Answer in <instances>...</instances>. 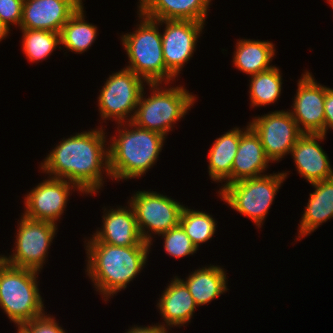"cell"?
<instances>
[{
  "label": "cell",
  "mask_w": 333,
  "mask_h": 333,
  "mask_svg": "<svg viewBox=\"0 0 333 333\" xmlns=\"http://www.w3.org/2000/svg\"><path fill=\"white\" fill-rule=\"evenodd\" d=\"M311 185L315 191L309 194L307 206L298 225V241L314 232L328 219L333 218V178L314 182Z\"/></svg>",
  "instance_id": "cell-21"
},
{
  "label": "cell",
  "mask_w": 333,
  "mask_h": 333,
  "mask_svg": "<svg viewBox=\"0 0 333 333\" xmlns=\"http://www.w3.org/2000/svg\"><path fill=\"white\" fill-rule=\"evenodd\" d=\"M128 206H119L109 211L105 208L102 229L97 230L87 241H100L122 247L139 246L144 240L139 232L133 208Z\"/></svg>",
  "instance_id": "cell-17"
},
{
  "label": "cell",
  "mask_w": 333,
  "mask_h": 333,
  "mask_svg": "<svg viewBox=\"0 0 333 333\" xmlns=\"http://www.w3.org/2000/svg\"><path fill=\"white\" fill-rule=\"evenodd\" d=\"M179 225L191 239L193 245L199 248V244L210 240L216 230V221L212 215L206 212L186 208L181 211Z\"/></svg>",
  "instance_id": "cell-27"
},
{
  "label": "cell",
  "mask_w": 333,
  "mask_h": 333,
  "mask_svg": "<svg viewBox=\"0 0 333 333\" xmlns=\"http://www.w3.org/2000/svg\"><path fill=\"white\" fill-rule=\"evenodd\" d=\"M50 315H41L31 321L25 322L20 326L27 333H66L65 330Z\"/></svg>",
  "instance_id": "cell-30"
},
{
  "label": "cell",
  "mask_w": 333,
  "mask_h": 333,
  "mask_svg": "<svg viewBox=\"0 0 333 333\" xmlns=\"http://www.w3.org/2000/svg\"><path fill=\"white\" fill-rule=\"evenodd\" d=\"M327 1L330 3L331 7L333 8V0H327Z\"/></svg>",
  "instance_id": "cell-36"
},
{
  "label": "cell",
  "mask_w": 333,
  "mask_h": 333,
  "mask_svg": "<svg viewBox=\"0 0 333 333\" xmlns=\"http://www.w3.org/2000/svg\"><path fill=\"white\" fill-rule=\"evenodd\" d=\"M23 52L31 62L48 58L60 45V33L45 30L21 29Z\"/></svg>",
  "instance_id": "cell-28"
},
{
  "label": "cell",
  "mask_w": 333,
  "mask_h": 333,
  "mask_svg": "<svg viewBox=\"0 0 333 333\" xmlns=\"http://www.w3.org/2000/svg\"><path fill=\"white\" fill-rule=\"evenodd\" d=\"M159 299L157 307L166 323L162 324L165 328L189 323L197 307L187 286L178 276L171 280Z\"/></svg>",
  "instance_id": "cell-20"
},
{
  "label": "cell",
  "mask_w": 333,
  "mask_h": 333,
  "mask_svg": "<svg viewBox=\"0 0 333 333\" xmlns=\"http://www.w3.org/2000/svg\"><path fill=\"white\" fill-rule=\"evenodd\" d=\"M160 84H147L153 90L148 98L144 96L143 89L132 122L141 128L167 136L172 131L173 124L187 114L196 97L183 86L162 89Z\"/></svg>",
  "instance_id": "cell-6"
},
{
  "label": "cell",
  "mask_w": 333,
  "mask_h": 333,
  "mask_svg": "<svg viewBox=\"0 0 333 333\" xmlns=\"http://www.w3.org/2000/svg\"><path fill=\"white\" fill-rule=\"evenodd\" d=\"M84 4L69 18L60 31V44L75 53H84L96 40L97 27L85 21Z\"/></svg>",
  "instance_id": "cell-25"
},
{
  "label": "cell",
  "mask_w": 333,
  "mask_h": 333,
  "mask_svg": "<svg viewBox=\"0 0 333 333\" xmlns=\"http://www.w3.org/2000/svg\"><path fill=\"white\" fill-rule=\"evenodd\" d=\"M165 24L161 33L166 69L176 78L192 57L205 23L192 20H156Z\"/></svg>",
  "instance_id": "cell-12"
},
{
  "label": "cell",
  "mask_w": 333,
  "mask_h": 333,
  "mask_svg": "<svg viewBox=\"0 0 333 333\" xmlns=\"http://www.w3.org/2000/svg\"><path fill=\"white\" fill-rule=\"evenodd\" d=\"M38 271L0 263V307L16 326L45 313Z\"/></svg>",
  "instance_id": "cell-5"
},
{
  "label": "cell",
  "mask_w": 333,
  "mask_h": 333,
  "mask_svg": "<svg viewBox=\"0 0 333 333\" xmlns=\"http://www.w3.org/2000/svg\"><path fill=\"white\" fill-rule=\"evenodd\" d=\"M103 130L101 126L63 138L41 162L42 172H46L48 177L67 179L83 194H96L104 183L102 174L106 171V177L111 178Z\"/></svg>",
  "instance_id": "cell-1"
},
{
  "label": "cell",
  "mask_w": 333,
  "mask_h": 333,
  "mask_svg": "<svg viewBox=\"0 0 333 333\" xmlns=\"http://www.w3.org/2000/svg\"><path fill=\"white\" fill-rule=\"evenodd\" d=\"M304 73L297 83L293 108L289 112L303 133L325 135L326 86L317 83L308 71Z\"/></svg>",
  "instance_id": "cell-14"
},
{
  "label": "cell",
  "mask_w": 333,
  "mask_h": 333,
  "mask_svg": "<svg viewBox=\"0 0 333 333\" xmlns=\"http://www.w3.org/2000/svg\"><path fill=\"white\" fill-rule=\"evenodd\" d=\"M324 114H325V136L327 130L333 129V89L326 87L325 101H324Z\"/></svg>",
  "instance_id": "cell-32"
},
{
  "label": "cell",
  "mask_w": 333,
  "mask_h": 333,
  "mask_svg": "<svg viewBox=\"0 0 333 333\" xmlns=\"http://www.w3.org/2000/svg\"><path fill=\"white\" fill-rule=\"evenodd\" d=\"M170 328H165L162 324L152 325L147 327L135 326L129 329L126 333H168Z\"/></svg>",
  "instance_id": "cell-33"
},
{
  "label": "cell",
  "mask_w": 333,
  "mask_h": 333,
  "mask_svg": "<svg viewBox=\"0 0 333 333\" xmlns=\"http://www.w3.org/2000/svg\"><path fill=\"white\" fill-rule=\"evenodd\" d=\"M24 0H0V20L7 26L17 25L22 21Z\"/></svg>",
  "instance_id": "cell-31"
},
{
  "label": "cell",
  "mask_w": 333,
  "mask_h": 333,
  "mask_svg": "<svg viewBox=\"0 0 333 333\" xmlns=\"http://www.w3.org/2000/svg\"><path fill=\"white\" fill-rule=\"evenodd\" d=\"M133 208L142 239L152 245V234H161L179 225L184 205L156 191H137L128 200Z\"/></svg>",
  "instance_id": "cell-9"
},
{
  "label": "cell",
  "mask_w": 333,
  "mask_h": 333,
  "mask_svg": "<svg viewBox=\"0 0 333 333\" xmlns=\"http://www.w3.org/2000/svg\"><path fill=\"white\" fill-rule=\"evenodd\" d=\"M82 192L75 184L60 178L49 177L39 183L27 195L24 216L57 224L64 213L70 191Z\"/></svg>",
  "instance_id": "cell-13"
},
{
  "label": "cell",
  "mask_w": 333,
  "mask_h": 333,
  "mask_svg": "<svg viewBox=\"0 0 333 333\" xmlns=\"http://www.w3.org/2000/svg\"><path fill=\"white\" fill-rule=\"evenodd\" d=\"M140 24L134 32L121 36L129 65L125 68L143 78L147 83L169 84L175 77L166 69L162 36L156 20L138 12Z\"/></svg>",
  "instance_id": "cell-4"
},
{
  "label": "cell",
  "mask_w": 333,
  "mask_h": 333,
  "mask_svg": "<svg viewBox=\"0 0 333 333\" xmlns=\"http://www.w3.org/2000/svg\"><path fill=\"white\" fill-rule=\"evenodd\" d=\"M287 174L281 172L243 179L227 184L218 193L231 208L249 217L256 226L261 228Z\"/></svg>",
  "instance_id": "cell-7"
},
{
  "label": "cell",
  "mask_w": 333,
  "mask_h": 333,
  "mask_svg": "<svg viewBox=\"0 0 333 333\" xmlns=\"http://www.w3.org/2000/svg\"><path fill=\"white\" fill-rule=\"evenodd\" d=\"M275 45L268 41L241 39L237 41L233 64L237 69L249 76L267 71L275 55Z\"/></svg>",
  "instance_id": "cell-24"
},
{
  "label": "cell",
  "mask_w": 333,
  "mask_h": 333,
  "mask_svg": "<svg viewBox=\"0 0 333 333\" xmlns=\"http://www.w3.org/2000/svg\"><path fill=\"white\" fill-rule=\"evenodd\" d=\"M17 226L15 250L3 261L15 267L41 271L48 256V249L58 228L56 224L30 219L24 215Z\"/></svg>",
  "instance_id": "cell-10"
},
{
  "label": "cell",
  "mask_w": 333,
  "mask_h": 333,
  "mask_svg": "<svg viewBox=\"0 0 333 333\" xmlns=\"http://www.w3.org/2000/svg\"><path fill=\"white\" fill-rule=\"evenodd\" d=\"M161 235V238L164 237V249L170 256L179 259L193 255L197 251V248L180 225L169 229Z\"/></svg>",
  "instance_id": "cell-29"
},
{
  "label": "cell",
  "mask_w": 333,
  "mask_h": 333,
  "mask_svg": "<svg viewBox=\"0 0 333 333\" xmlns=\"http://www.w3.org/2000/svg\"><path fill=\"white\" fill-rule=\"evenodd\" d=\"M86 244V272L104 301L125 289L143 270L151 247V244L145 241L139 246L127 247L100 241H87Z\"/></svg>",
  "instance_id": "cell-2"
},
{
  "label": "cell",
  "mask_w": 333,
  "mask_h": 333,
  "mask_svg": "<svg viewBox=\"0 0 333 333\" xmlns=\"http://www.w3.org/2000/svg\"><path fill=\"white\" fill-rule=\"evenodd\" d=\"M3 261V255H0V263Z\"/></svg>",
  "instance_id": "cell-37"
},
{
  "label": "cell",
  "mask_w": 333,
  "mask_h": 333,
  "mask_svg": "<svg viewBox=\"0 0 333 333\" xmlns=\"http://www.w3.org/2000/svg\"><path fill=\"white\" fill-rule=\"evenodd\" d=\"M242 130L240 128V142L232 164V183L263 176L261 173L271 162L254 130L249 125Z\"/></svg>",
  "instance_id": "cell-18"
},
{
  "label": "cell",
  "mask_w": 333,
  "mask_h": 333,
  "mask_svg": "<svg viewBox=\"0 0 333 333\" xmlns=\"http://www.w3.org/2000/svg\"><path fill=\"white\" fill-rule=\"evenodd\" d=\"M279 70V68L274 66L267 71L251 76L249 84L251 106H265L279 100L283 83L282 73Z\"/></svg>",
  "instance_id": "cell-26"
},
{
  "label": "cell",
  "mask_w": 333,
  "mask_h": 333,
  "mask_svg": "<svg viewBox=\"0 0 333 333\" xmlns=\"http://www.w3.org/2000/svg\"><path fill=\"white\" fill-rule=\"evenodd\" d=\"M18 327V332L17 333H27L21 326H17Z\"/></svg>",
  "instance_id": "cell-35"
},
{
  "label": "cell",
  "mask_w": 333,
  "mask_h": 333,
  "mask_svg": "<svg viewBox=\"0 0 333 333\" xmlns=\"http://www.w3.org/2000/svg\"><path fill=\"white\" fill-rule=\"evenodd\" d=\"M125 125L118 124V138L112 136V143L108 145L109 172L111 178L117 181L146 174L159 158L166 138L132 121L125 122Z\"/></svg>",
  "instance_id": "cell-3"
},
{
  "label": "cell",
  "mask_w": 333,
  "mask_h": 333,
  "mask_svg": "<svg viewBox=\"0 0 333 333\" xmlns=\"http://www.w3.org/2000/svg\"><path fill=\"white\" fill-rule=\"evenodd\" d=\"M239 142L240 129L234 127L233 130L227 131L217 138L209 150L208 173L210 178L215 182L222 183V180L226 182L219 190L232 183V164Z\"/></svg>",
  "instance_id": "cell-22"
},
{
  "label": "cell",
  "mask_w": 333,
  "mask_h": 333,
  "mask_svg": "<svg viewBox=\"0 0 333 333\" xmlns=\"http://www.w3.org/2000/svg\"><path fill=\"white\" fill-rule=\"evenodd\" d=\"M82 0H24L20 29L60 33Z\"/></svg>",
  "instance_id": "cell-15"
},
{
  "label": "cell",
  "mask_w": 333,
  "mask_h": 333,
  "mask_svg": "<svg viewBox=\"0 0 333 333\" xmlns=\"http://www.w3.org/2000/svg\"><path fill=\"white\" fill-rule=\"evenodd\" d=\"M220 266H206L191 272L184 281L197 306L206 305L227 290L226 272Z\"/></svg>",
  "instance_id": "cell-23"
},
{
  "label": "cell",
  "mask_w": 333,
  "mask_h": 333,
  "mask_svg": "<svg viewBox=\"0 0 333 333\" xmlns=\"http://www.w3.org/2000/svg\"><path fill=\"white\" fill-rule=\"evenodd\" d=\"M106 80L98 96V107L102 120L114 119L117 124L132 121L140 95L145 87L144 83H148L125 67L110 75Z\"/></svg>",
  "instance_id": "cell-8"
},
{
  "label": "cell",
  "mask_w": 333,
  "mask_h": 333,
  "mask_svg": "<svg viewBox=\"0 0 333 333\" xmlns=\"http://www.w3.org/2000/svg\"><path fill=\"white\" fill-rule=\"evenodd\" d=\"M138 11L153 20H192L205 23L211 0H139Z\"/></svg>",
  "instance_id": "cell-19"
},
{
  "label": "cell",
  "mask_w": 333,
  "mask_h": 333,
  "mask_svg": "<svg viewBox=\"0 0 333 333\" xmlns=\"http://www.w3.org/2000/svg\"><path fill=\"white\" fill-rule=\"evenodd\" d=\"M248 124L259 136L266 156L272 163L291 153L297 140L304 134L289 111L277 110L257 116Z\"/></svg>",
  "instance_id": "cell-11"
},
{
  "label": "cell",
  "mask_w": 333,
  "mask_h": 333,
  "mask_svg": "<svg viewBox=\"0 0 333 333\" xmlns=\"http://www.w3.org/2000/svg\"><path fill=\"white\" fill-rule=\"evenodd\" d=\"M323 134L304 133L291 149L298 173L309 183L333 178L330 159L319 144Z\"/></svg>",
  "instance_id": "cell-16"
},
{
  "label": "cell",
  "mask_w": 333,
  "mask_h": 333,
  "mask_svg": "<svg viewBox=\"0 0 333 333\" xmlns=\"http://www.w3.org/2000/svg\"><path fill=\"white\" fill-rule=\"evenodd\" d=\"M10 28L7 27L1 20H0V41L8 36L10 33Z\"/></svg>",
  "instance_id": "cell-34"
}]
</instances>
